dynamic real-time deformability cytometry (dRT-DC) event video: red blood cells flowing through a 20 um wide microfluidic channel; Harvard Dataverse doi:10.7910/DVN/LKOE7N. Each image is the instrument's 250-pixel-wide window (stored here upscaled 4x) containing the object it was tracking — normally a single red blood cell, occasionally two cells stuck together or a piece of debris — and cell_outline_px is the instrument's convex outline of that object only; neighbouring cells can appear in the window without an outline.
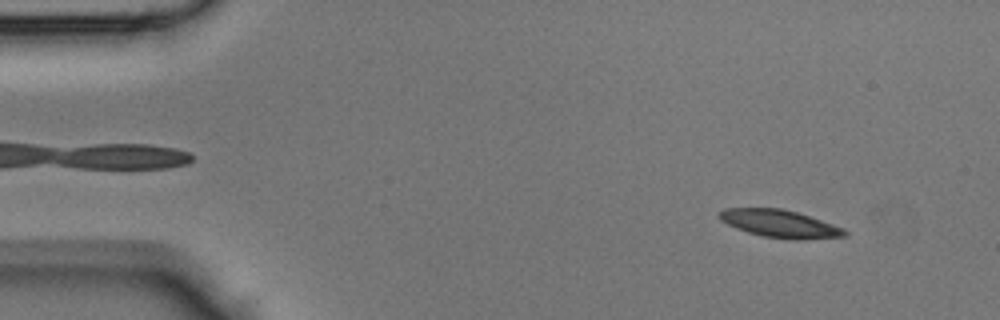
{"species": "Egyptian fruit bat (a non-hibernating species)", "species_latin": "Rousettus aegyptiacus", "temperature_condition": "room temperature", "stored_images_in_passage": 44, "camera_frame_rate_fps": 3000, "um_per_image_px": 0.085, "animal": {"sex": "male"}, "frame": {"image": 1, "passage_image": 4, "time_ms": 1.0, "image_size_px": [1000, 320], "cell_outline_px": [[848, 236], [796, 240], [764, 236], [748, 232], [736, 228], [720, 220], [720, 212], [724, 208], [780, 208], [796, 212], [844, 228], [848, 232]], "centroid_in_image_um": [66.3, 19.02], "position_along_channel_um": 18.7, "area_um2": 19.88}}
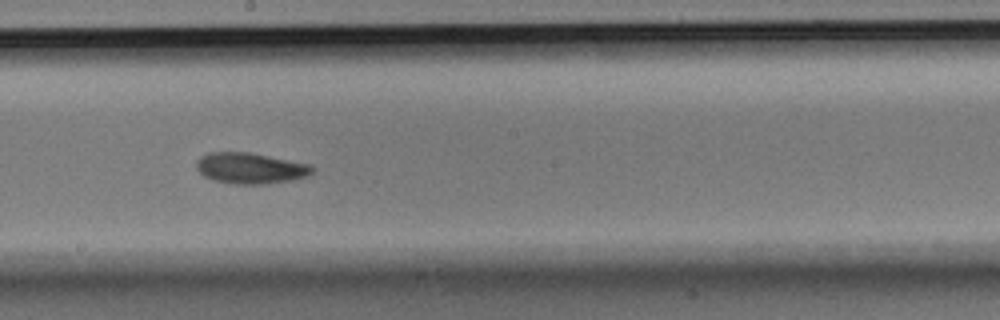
{"frame": {"image": 2, "passage_image": 24, "time_ms": 7.667, "image_size_px": [1000, 320], "cell_outline_px": [[316, 168], [308, 176], [292, 180], [264, 184], [236, 184], [212, 180], [204, 176], [196, 168], [196, 160], [200, 156], [208, 152], [248, 152], [312, 164]], "centroid_in_image_um": [21.29, 14.29], "position_along_channel_um": 226.9, "area_um2": 21.1}}
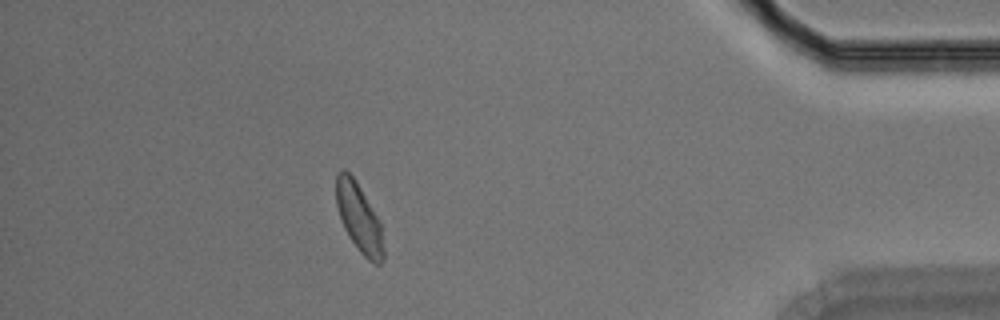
{"frame": {"image": 3, "passage_image": 39, "time_ms": 12.667, "image_size_px": [1000, 320], "cell_outline_px": [[384, 260], [380, 264], [376, 264], [368, 260], [360, 252], [344, 228], [336, 204], [336, 172], [340, 168], [344, 168], [356, 180], [380, 220], [384, 252]], "centroid_in_image_um": [30.52, 18.48], "position_along_channel_um": 404.7, "area_um2": 19.02}}